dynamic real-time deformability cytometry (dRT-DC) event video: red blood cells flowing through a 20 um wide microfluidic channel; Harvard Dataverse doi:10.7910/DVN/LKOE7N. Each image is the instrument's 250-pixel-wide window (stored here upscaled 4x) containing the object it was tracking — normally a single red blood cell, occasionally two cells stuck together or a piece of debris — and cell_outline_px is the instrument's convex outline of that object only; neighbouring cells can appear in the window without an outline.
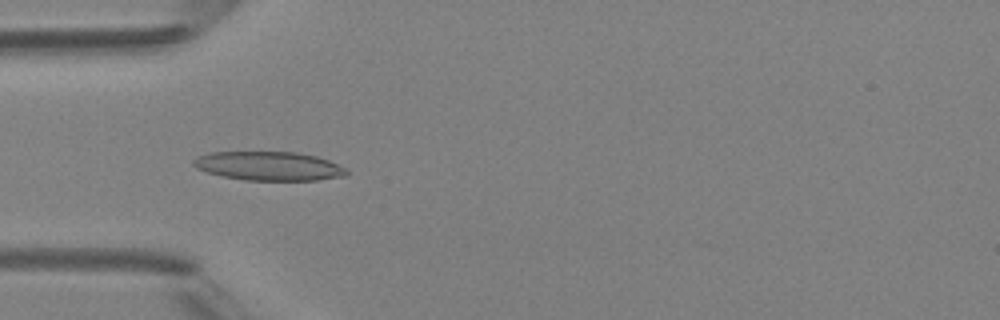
{"species": "Egyptian fruit bat (a non-hibernating species)", "species_latin": "Rousettus aegyptiacus", "temperature_condition": "room temperature", "stored_images_in_passage": 7, "camera_frame_rate_fps": 3000, "um_per_image_px": 0.085, "animal": {"sex": "female"}, "frame": {"image": 1, "passage_image": 5, "time_ms": 4.667, "image_size_px": [1000, 320], "cell_outline_px": [[348, 176], [316, 180], [244, 180], [224, 176], [208, 172], [196, 168], [192, 164], [192, 160], [196, 156], [212, 152], [296, 152], [316, 156], [328, 160], [344, 168], [348, 172]], "centroid_in_image_um": [22.84, 14.11], "position_along_channel_um": 62.2, "area_um2": 25.72}}
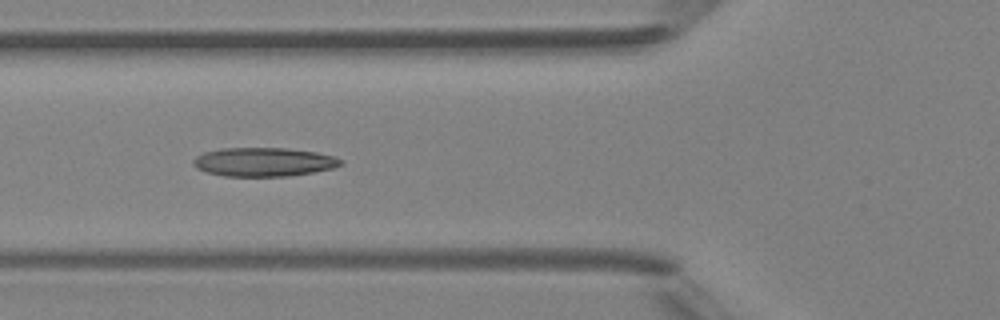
{"frame": {"image": 2, "passage_image": 6, "time_ms": 5.667, "image_size_px": [1000, 320], "cell_outline_px": [[344, 164], [332, 168], [312, 172], [288, 176], [224, 176], [208, 172], [196, 168], [192, 164], [192, 160], [196, 156], [204, 152], [220, 148], [288, 148], [316, 152], [332, 156], [344, 160]], "centroid_in_image_um": [22.4, 13.76], "position_along_channel_um": 103.4, "area_um2": 24.8}}
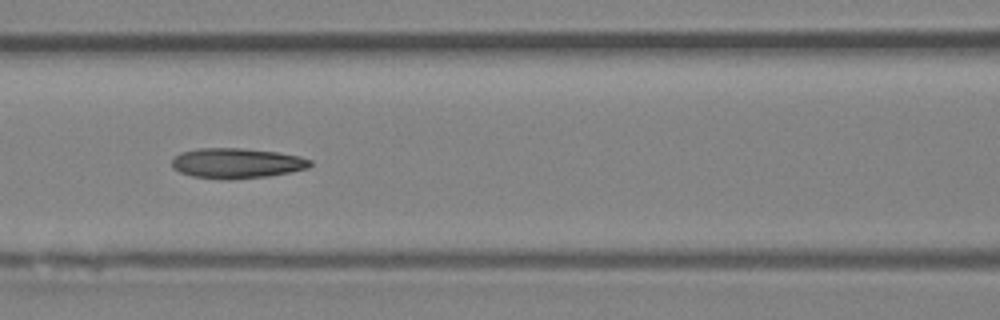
{"frame": {"image": 3, "passage_image": 7, "time_ms": 6.667, "image_size_px": [1000, 320], "cell_outline_px": [[312, 164], [308, 168], [268, 176], [232, 180], [228, 180], [192, 176], [180, 172], [172, 168], [172, 160], [180, 152], [196, 148], [244, 148], [280, 152], [300, 156], [312, 160]], "centroid_in_image_um": [20.12, 13.86], "position_along_channel_um": 146.5, "area_um2": 24.57}}